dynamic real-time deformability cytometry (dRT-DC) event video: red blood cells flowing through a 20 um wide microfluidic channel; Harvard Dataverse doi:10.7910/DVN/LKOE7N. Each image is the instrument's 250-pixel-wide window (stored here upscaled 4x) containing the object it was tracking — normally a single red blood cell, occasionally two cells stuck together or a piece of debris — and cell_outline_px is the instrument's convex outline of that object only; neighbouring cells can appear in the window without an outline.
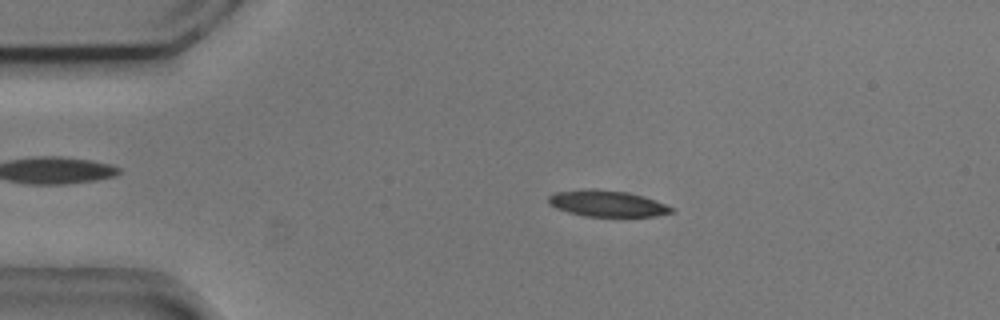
{"species": "common noctule bat (a hibernating species)", "species_latin": "Nyctalus noctula", "temperature_condition": "cold", "stored_images_in_passage": 54, "camera_frame_rate_fps": 3000, "um_per_image_px": 0.085, "animal": {"sex": "male", "body_mass_g": 20.5, "forearm_length_mm": 52.5}, "frame": {"image": 1, "passage_image": 11, "time_ms": 3.333, "image_size_px": [1000, 320], "cell_outline_px": [[676, 212], [656, 216], [584, 216], [568, 212], [556, 208], [548, 204], [548, 196], [556, 192], [592, 188], [596, 188], [628, 192], [664, 204], [672, 208]], "centroid_in_image_um": [51.56, 17.3], "position_along_channel_um": 33.4, "area_um2": 18.67}}
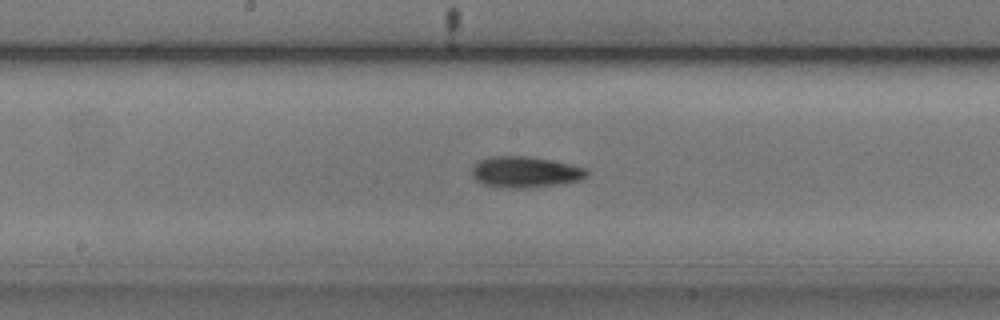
{"frame": {"image": 2, "passage_image": 28, "time_ms": 9.0, "image_size_px": [1000, 320], "cell_outline_px": [[588, 176], [580, 180], [532, 188], [508, 188], [484, 184], [476, 180], [472, 176], [472, 164], [480, 160], [492, 156], [528, 156], [588, 168]], "centroid_in_image_um": [44.63, 14.62], "position_along_channel_um": 203.6, "area_um2": 20.75}}
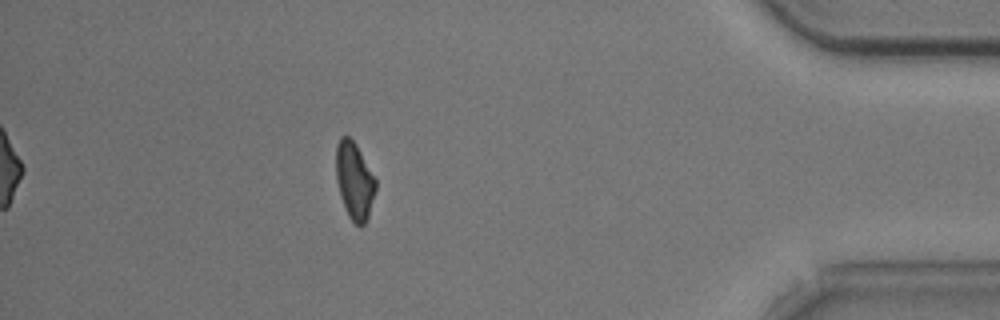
{"frame": {"image": 3, "passage_image": 48, "time_ms": 15.667, "image_size_px": [1000, 320], "cell_outline_px": [[376, 188], [368, 216], [364, 224], [360, 228], [348, 216], [344, 208], [340, 196], [336, 180], [336, 144], [340, 136], [348, 136], [356, 144], [376, 180]], "centroid_in_image_um": [30.1, 15.36], "position_along_channel_um": 405.1, "area_um2": 17.8}, "authors_computed_cell_mechanics": {"area_um2": 18.9006, "velocity_mm_per_s": 3.7268, "shape_relaxation_time_tau1_ms": 3.5433, "shape_relaxation_time_tau2_ms": null, "deformation_change_tau1": 0.1275, "deformation_change_tau2": null}}